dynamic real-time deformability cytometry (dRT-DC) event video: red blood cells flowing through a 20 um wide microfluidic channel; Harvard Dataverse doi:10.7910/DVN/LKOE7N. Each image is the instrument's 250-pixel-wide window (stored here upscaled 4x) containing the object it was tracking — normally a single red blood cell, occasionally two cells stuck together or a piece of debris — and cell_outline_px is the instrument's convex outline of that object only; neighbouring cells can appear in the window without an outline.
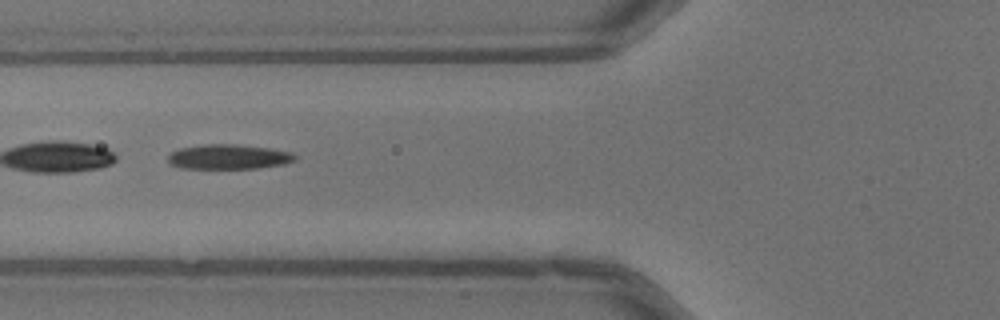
{"species": "common noctule bat (a hibernating species)", "species_latin": "Nyctalus noctula", "temperature_condition": "warm", "stored_images_in_passage": 49, "segment_of_instrument_passage": [2, 2], "camera_frame_rate_fps": 3000, "um_per_image_px": 0.085, "animal": {"sex": "male", "body_mass_g": 13.3}, "frame": {"image": 1, "passage_image": 20, "time_ms": 6.333, "image_size_px": [1000, 320], "cell_outline_px": [[296, 160], [284, 164], [256, 168], [180, 168], [168, 164], [168, 156], [172, 152], [180, 148], [204, 144], [236, 144], [268, 148], [292, 152], [296, 156]], "centroid_in_image_um": [19.42, 13.33], "position_along_channel_um": 106.4, "area_um2": 18.32}}